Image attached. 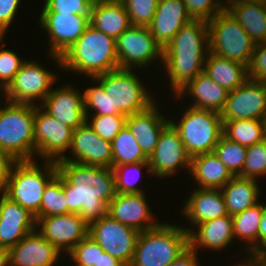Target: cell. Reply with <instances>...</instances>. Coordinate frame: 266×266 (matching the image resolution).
Listing matches in <instances>:
<instances>
[{"instance_id": "7402d4cb", "label": "cell", "mask_w": 266, "mask_h": 266, "mask_svg": "<svg viewBox=\"0 0 266 266\" xmlns=\"http://www.w3.org/2000/svg\"><path fill=\"white\" fill-rule=\"evenodd\" d=\"M62 254L37 230L9 249L10 266H56Z\"/></svg>"}, {"instance_id": "ab89813d", "label": "cell", "mask_w": 266, "mask_h": 266, "mask_svg": "<svg viewBox=\"0 0 266 266\" xmlns=\"http://www.w3.org/2000/svg\"><path fill=\"white\" fill-rule=\"evenodd\" d=\"M238 176L254 180L266 176V139L247 147L245 164Z\"/></svg>"}, {"instance_id": "836d02e7", "label": "cell", "mask_w": 266, "mask_h": 266, "mask_svg": "<svg viewBox=\"0 0 266 266\" xmlns=\"http://www.w3.org/2000/svg\"><path fill=\"white\" fill-rule=\"evenodd\" d=\"M223 135L229 140L243 146H252L266 139L262 120L237 119L223 123Z\"/></svg>"}, {"instance_id": "9f6ffc18", "label": "cell", "mask_w": 266, "mask_h": 266, "mask_svg": "<svg viewBox=\"0 0 266 266\" xmlns=\"http://www.w3.org/2000/svg\"><path fill=\"white\" fill-rule=\"evenodd\" d=\"M0 266H10L9 249L0 247Z\"/></svg>"}, {"instance_id": "e0dca14e", "label": "cell", "mask_w": 266, "mask_h": 266, "mask_svg": "<svg viewBox=\"0 0 266 266\" xmlns=\"http://www.w3.org/2000/svg\"><path fill=\"white\" fill-rule=\"evenodd\" d=\"M36 230L62 254H68L88 235V224L79 214L40 217Z\"/></svg>"}, {"instance_id": "cb8c5ba5", "label": "cell", "mask_w": 266, "mask_h": 266, "mask_svg": "<svg viewBox=\"0 0 266 266\" xmlns=\"http://www.w3.org/2000/svg\"><path fill=\"white\" fill-rule=\"evenodd\" d=\"M192 19L182 0H159L149 30L164 49L178 31Z\"/></svg>"}, {"instance_id": "30bf717a", "label": "cell", "mask_w": 266, "mask_h": 266, "mask_svg": "<svg viewBox=\"0 0 266 266\" xmlns=\"http://www.w3.org/2000/svg\"><path fill=\"white\" fill-rule=\"evenodd\" d=\"M57 76L39 61L25 58L13 81L4 90V99L11 103L40 105L51 92Z\"/></svg>"}, {"instance_id": "d6986e66", "label": "cell", "mask_w": 266, "mask_h": 266, "mask_svg": "<svg viewBox=\"0 0 266 266\" xmlns=\"http://www.w3.org/2000/svg\"><path fill=\"white\" fill-rule=\"evenodd\" d=\"M39 106L73 130L86 122L83 92L70 84L53 88Z\"/></svg>"}, {"instance_id": "3957f363", "label": "cell", "mask_w": 266, "mask_h": 266, "mask_svg": "<svg viewBox=\"0 0 266 266\" xmlns=\"http://www.w3.org/2000/svg\"><path fill=\"white\" fill-rule=\"evenodd\" d=\"M119 68L116 40L90 24L61 56V70L94 78Z\"/></svg>"}, {"instance_id": "74e56055", "label": "cell", "mask_w": 266, "mask_h": 266, "mask_svg": "<svg viewBox=\"0 0 266 266\" xmlns=\"http://www.w3.org/2000/svg\"><path fill=\"white\" fill-rule=\"evenodd\" d=\"M234 175L238 176L244 167L247 147L233 142L222 135L213 151Z\"/></svg>"}, {"instance_id": "d590c367", "label": "cell", "mask_w": 266, "mask_h": 266, "mask_svg": "<svg viewBox=\"0 0 266 266\" xmlns=\"http://www.w3.org/2000/svg\"><path fill=\"white\" fill-rule=\"evenodd\" d=\"M67 213L64 194V177L58 172L45 186L40 204V217Z\"/></svg>"}, {"instance_id": "816d5d0a", "label": "cell", "mask_w": 266, "mask_h": 266, "mask_svg": "<svg viewBox=\"0 0 266 266\" xmlns=\"http://www.w3.org/2000/svg\"><path fill=\"white\" fill-rule=\"evenodd\" d=\"M97 266H125L121 261L111 256L109 253H100Z\"/></svg>"}, {"instance_id": "8fae6325", "label": "cell", "mask_w": 266, "mask_h": 266, "mask_svg": "<svg viewBox=\"0 0 266 266\" xmlns=\"http://www.w3.org/2000/svg\"><path fill=\"white\" fill-rule=\"evenodd\" d=\"M119 68L138 70L153 61L163 63V49L155 41L149 27L131 25L116 39Z\"/></svg>"}, {"instance_id": "bcb514c9", "label": "cell", "mask_w": 266, "mask_h": 266, "mask_svg": "<svg viewBox=\"0 0 266 266\" xmlns=\"http://www.w3.org/2000/svg\"><path fill=\"white\" fill-rule=\"evenodd\" d=\"M192 20L209 22L223 11L220 0H182Z\"/></svg>"}, {"instance_id": "f6af8a7d", "label": "cell", "mask_w": 266, "mask_h": 266, "mask_svg": "<svg viewBox=\"0 0 266 266\" xmlns=\"http://www.w3.org/2000/svg\"><path fill=\"white\" fill-rule=\"evenodd\" d=\"M93 0H45L41 13L83 15L90 19Z\"/></svg>"}, {"instance_id": "6da1fadb", "label": "cell", "mask_w": 266, "mask_h": 266, "mask_svg": "<svg viewBox=\"0 0 266 266\" xmlns=\"http://www.w3.org/2000/svg\"><path fill=\"white\" fill-rule=\"evenodd\" d=\"M56 165L64 177L67 213L79 214L88 225L108 215V204L116 196L112 168L69 161Z\"/></svg>"}, {"instance_id": "4316f807", "label": "cell", "mask_w": 266, "mask_h": 266, "mask_svg": "<svg viewBox=\"0 0 266 266\" xmlns=\"http://www.w3.org/2000/svg\"><path fill=\"white\" fill-rule=\"evenodd\" d=\"M184 95L195 99L189 106L220 113L227 100L228 91L202 71L175 94V99L184 98Z\"/></svg>"}, {"instance_id": "11a10c76", "label": "cell", "mask_w": 266, "mask_h": 266, "mask_svg": "<svg viewBox=\"0 0 266 266\" xmlns=\"http://www.w3.org/2000/svg\"><path fill=\"white\" fill-rule=\"evenodd\" d=\"M223 10H228L230 7L248 2H256L260 0H220ZM227 2V3H226Z\"/></svg>"}, {"instance_id": "d6a6232c", "label": "cell", "mask_w": 266, "mask_h": 266, "mask_svg": "<svg viewBox=\"0 0 266 266\" xmlns=\"http://www.w3.org/2000/svg\"><path fill=\"white\" fill-rule=\"evenodd\" d=\"M228 11L256 44L266 41V6L261 1L241 3Z\"/></svg>"}, {"instance_id": "52a82bcc", "label": "cell", "mask_w": 266, "mask_h": 266, "mask_svg": "<svg viewBox=\"0 0 266 266\" xmlns=\"http://www.w3.org/2000/svg\"><path fill=\"white\" fill-rule=\"evenodd\" d=\"M135 71L137 70L117 68L94 77L109 96L110 115L129 116L142 112L157 102Z\"/></svg>"}, {"instance_id": "6125c7cd", "label": "cell", "mask_w": 266, "mask_h": 266, "mask_svg": "<svg viewBox=\"0 0 266 266\" xmlns=\"http://www.w3.org/2000/svg\"><path fill=\"white\" fill-rule=\"evenodd\" d=\"M266 6V0H260Z\"/></svg>"}, {"instance_id": "ffe728a7", "label": "cell", "mask_w": 266, "mask_h": 266, "mask_svg": "<svg viewBox=\"0 0 266 266\" xmlns=\"http://www.w3.org/2000/svg\"><path fill=\"white\" fill-rule=\"evenodd\" d=\"M146 196L145 192L140 194L116 193L115 198L108 204V215L139 232L154 228L160 222L156 221L157 218L152 213Z\"/></svg>"}, {"instance_id": "60d3db41", "label": "cell", "mask_w": 266, "mask_h": 266, "mask_svg": "<svg viewBox=\"0 0 266 266\" xmlns=\"http://www.w3.org/2000/svg\"><path fill=\"white\" fill-rule=\"evenodd\" d=\"M90 79L94 81L95 86L91 85L83 92L85 115L110 116L109 96L106 95L103 86L95 78Z\"/></svg>"}, {"instance_id": "5bb4252c", "label": "cell", "mask_w": 266, "mask_h": 266, "mask_svg": "<svg viewBox=\"0 0 266 266\" xmlns=\"http://www.w3.org/2000/svg\"><path fill=\"white\" fill-rule=\"evenodd\" d=\"M73 129L46 113L39 105L35 109V156L40 161L62 160L72 143ZM65 153V154H64Z\"/></svg>"}, {"instance_id": "5b68a950", "label": "cell", "mask_w": 266, "mask_h": 266, "mask_svg": "<svg viewBox=\"0 0 266 266\" xmlns=\"http://www.w3.org/2000/svg\"><path fill=\"white\" fill-rule=\"evenodd\" d=\"M4 105L0 107V151L13 161L36 160L34 118L38 105L8 101Z\"/></svg>"}, {"instance_id": "b9f144b4", "label": "cell", "mask_w": 266, "mask_h": 266, "mask_svg": "<svg viewBox=\"0 0 266 266\" xmlns=\"http://www.w3.org/2000/svg\"><path fill=\"white\" fill-rule=\"evenodd\" d=\"M159 0H122L131 25L148 27L156 12Z\"/></svg>"}, {"instance_id": "ba28073f", "label": "cell", "mask_w": 266, "mask_h": 266, "mask_svg": "<svg viewBox=\"0 0 266 266\" xmlns=\"http://www.w3.org/2000/svg\"><path fill=\"white\" fill-rule=\"evenodd\" d=\"M180 120L170 123L179 133L188 154L192 157L212 153L223 135L220 113L187 106Z\"/></svg>"}, {"instance_id": "2e32d148", "label": "cell", "mask_w": 266, "mask_h": 266, "mask_svg": "<svg viewBox=\"0 0 266 266\" xmlns=\"http://www.w3.org/2000/svg\"><path fill=\"white\" fill-rule=\"evenodd\" d=\"M266 115V81L247 79L235 90L228 92L220 112L222 123L237 119L262 120Z\"/></svg>"}, {"instance_id": "6f0895ef", "label": "cell", "mask_w": 266, "mask_h": 266, "mask_svg": "<svg viewBox=\"0 0 266 266\" xmlns=\"http://www.w3.org/2000/svg\"><path fill=\"white\" fill-rule=\"evenodd\" d=\"M255 266H266V256L262 252H255Z\"/></svg>"}, {"instance_id": "7dc6e473", "label": "cell", "mask_w": 266, "mask_h": 266, "mask_svg": "<svg viewBox=\"0 0 266 266\" xmlns=\"http://www.w3.org/2000/svg\"><path fill=\"white\" fill-rule=\"evenodd\" d=\"M248 79L266 81V41L255 46L247 66Z\"/></svg>"}, {"instance_id": "7bdbcfd3", "label": "cell", "mask_w": 266, "mask_h": 266, "mask_svg": "<svg viewBox=\"0 0 266 266\" xmlns=\"http://www.w3.org/2000/svg\"><path fill=\"white\" fill-rule=\"evenodd\" d=\"M105 251L100 245L94 241L89 235L82 239L67 255L70 256L68 259L74 261L75 264L82 266H97L100 258V253Z\"/></svg>"}, {"instance_id": "4fadbf2b", "label": "cell", "mask_w": 266, "mask_h": 266, "mask_svg": "<svg viewBox=\"0 0 266 266\" xmlns=\"http://www.w3.org/2000/svg\"><path fill=\"white\" fill-rule=\"evenodd\" d=\"M139 233L136 229L114 220L109 215L88 225V235L105 252L125 266H129L132 261Z\"/></svg>"}, {"instance_id": "8992f818", "label": "cell", "mask_w": 266, "mask_h": 266, "mask_svg": "<svg viewBox=\"0 0 266 266\" xmlns=\"http://www.w3.org/2000/svg\"><path fill=\"white\" fill-rule=\"evenodd\" d=\"M189 247V232L182 225L160 223L140 232L129 266H168Z\"/></svg>"}, {"instance_id": "9a60e30c", "label": "cell", "mask_w": 266, "mask_h": 266, "mask_svg": "<svg viewBox=\"0 0 266 266\" xmlns=\"http://www.w3.org/2000/svg\"><path fill=\"white\" fill-rule=\"evenodd\" d=\"M148 163L152 177L159 180L178 173L179 169H186L189 173L191 156L170 122L163 128Z\"/></svg>"}, {"instance_id": "f1b7e54d", "label": "cell", "mask_w": 266, "mask_h": 266, "mask_svg": "<svg viewBox=\"0 0 266 266\" xmlns=\"http://www.w3.org/2000/svg\"><path fill=\"white\" fill-rule=\"evenodd\" d=\"M259 180L234 176L220 190L227 212L233 216L261 202Z\"/></svg>"}, {"instance_id": "f35d334b", "label": "cell", "mask_w": 266, "mask_h": 266, "mask_svg": "<svg viewBox=\"0 0 266 266\" xmlns=\"http://www.w3.org/2000/svg\"><path fill=\"white\" fill-rule=\"evenodd\" d=\"M126 118L127 116L123 114L86 115V122L100 138L112 142L114 137L126 126Z\"/></svg>"}, {"instance_id": "277c9868", "label": "cell", "mask_w": 266, "mask_h": 266, "mask_svg": "<svg viewBox=\"0 0 266 266\" xmlns=\"http://www.w3.org/2000/svg\"><path fill=\"white\" fill-rule=\"evenodd\" d=\"M37 160L14 161L11 165L8 181L2 192L10 200L29 210L40 218V204L43 191L48 182L58 173L56 162Z\"/></svg>"}, {"instance_id": "8d00e7d4", "label": "cell", "mask_w": 266, "mask_h": 266, "mask_svg": "<svg viewBox=\"0 0 266 266\" xmlns=\"http://www.w3.org/2000/svg\"><path fill=\"white\" fill-rule=\"evenodd\" d=\"M142 169L151 175L148 162L129 163L112 167L115 176L116 193L140 194L145 192L143 191L144 189L136 185L139 179L142 178Z\"/></svg>"}, {"instance_id": "91938a15", "label": "cell", "mask_w": 266, "mask_h": 266, "mask_svg": "<svg viewBox=\"0 0 266 266\" xmlns=\"http://www.w3.org/2000/svg\"><path fill=\"white\" fill-rule=\"evenodd\" d=\"M2 94V95H1ZM1 96H3V97H5V91H4V89H2V88H0V101H2V97ZM6 100H3V103L2 102H0V105H3L4 104V102H5ZM1 107V106H0Z\"/></svg>"}, {"instance_id": "94428289", "label": "cell", "mask_w": 266, "mask_h": 266, "mask_svg": "<svg viewBox=\"0 0 266 266\" xmlns=\"http://www.w3.org/2000/svg\"><path fill=\"white\" fill-rule=\"evenodd\" d=\"M263 123H264V128H265V133H266V115L264 116Z\"/></svg>"}, {"instance_id": "603a6c76", "label": "cell", "mask_w": 266, "mask_h": 266, "mask_svg": "<svg viewBox=\"0 0 266 266\" xmlns=\"http://www.w3.org/2000/svg\"><path fill=\"white\" fill-rule=\"evenodd\" d=\"M182 205L181 214L192 225L183 227L188 232L202 222L228 215L220 189L195 188L189 198L183 200Z\"/></svg>"}, {"instance_id": "4dcf8cb0", "label": "cell", "mask_w": 266, "mask_h": 266, "mask_svg": "<svg viewBox=\"0 0 266 266\" xmlns=\"http://www.w3.org/2000/svg\"><path fill=\"white\" fill-rule=\"evenodd\" d=\"M204 72L228 92L235 90L248 79L246 65L210 51L205 61Z\"/></svg>"}, {"instance_id": "ac0fdd59", "label": "cell", "mask_w": 266, "mask_h": 266, "mask_svg": "<svg viewBox=\"0 0 266 266\" xmlns=\"http://www.w3.org/2000/svg\"><path fill=\"white\" fill-rule=\"evenodd\" d=\"M68 152L70 153L68 155L73 157L66 155L59 161L113 167L111 142L100 138L87 122L73 130L72 143Z\"/></svg>"}, {"instance_id": "484cf974", "label": "cell", "mask_w": 266, "mask_h": 266, "mask_svg": "<svg viewBox=\"0 0 266 266\" xmlns=\"http://www.w3.org/2000/svg\"><path fill=\"white\" fill-rule=\"evenodd\" d=\"M234 240L233 217L229 214L202 222L189 232V246L197 253L202 247L208 252H222L221 250L228 248Z\"/></svg>"}, {"instance_id": "d4e9b609", "label": "cell", "mask_w": 266, "mask_h": 266, "mask_svg": "<svg viewBox=\"0 0 266 266\" xmlns=\"http://www.w3.org/2000/svg\"><path fill=\"white\" fill-rule=\"evenodd\" d=\"M158 107L159 104L155 102L148 109L126 118V126L148 158L154 152L163 128L170 121L169 117L167 119L160 113L161 107Z\"/></svg>"}, {"instance_id": "44dd1931", "label": "cell", "mask_w": 266, "mask_h": 266, "mask_svg": "<svg viewBox=\"0 0 266 266\" xmlns=\"http://www.w3.org/2000/svg\"><path fill=\"white\" fill-rule=\"evenodd\" d=\"M2 194V195H1ZM36 218L0 192V247L10 249L36 230Z\"/></svg>"}, {"instance_id": "ee69618b", "label": "cell", "mask_w": 266, "mask_h": 266, "mask_svg": "<svg viewBox=\"0 0 266 266\" xmlns=\"http://www.w3.org/2000/svg\"><path fill=\"white\" fill-rule=\"evenodd\" d=\"M5 37H0V88L6 89L25 61L11 49L5 48Z\"/></svg>"}, {"instance_id": "f546056e", "label": "cell", "mask_w": 266, "mask_h": 266, "mask_svg": "<svg viewBox=\"0 0 266 266\" xmlns=\"http://www.w3.org/2000/svg\"><path fill=\"white\" fill-rule=\"evenodd\" d=\"M89 23L115 40L131 26L129 15L121 2L94 3Z\"/></svg>"}, {"instance_id": "7c38bea8", "label": "cell", "mask_w": 266, "mask_h": 266, "mask_svg": "<svg viewBox=\"0 0 266 266\" xmlns=\"http://www.w3.org/2000/svg\"><path fill=\"white\" fill-rule=\"evenodd\" d=\"M40 29L48 36L50 59L61 69V56L76 42L88 27L89 18L66 13H40Z\"/></svg>"}, {"instance_id": "f5cc1de1", "label": "cell", "mask_w": 266, "mask_h": 266, "mask_svg": "<svg viewBox=\"0 0 266 266\" xmlns=\"http://www.w3.org/2000/svg\"><path fill=\"white\" fill-rule=\"evenodd\" d=\"M266 250V211L259 226V252Z\"/></svg>"}, {"instance_id": "9c48e42d", "label": "cell", "mask_w": 266, "mask_h": 266, "mask_svg": "<svg viewBox=\"0 0 266 266\" xmlns=\"http://www.w3.org/2000/svg\"><path fill=\"white\" fill-rule=\"evenodd\" d=\"M207 23L209 51L248 66L256 43L231 13L223 10Z\"/></svg>"}, {"instance_id": "e575fe53", "label": "cell", "mask_w": 266, "mask_h": 266, "mask_svg": "<svg viewBox=\"0 0 266 266\" xmlns=\"http://www.w3.org/2000/svg\"><path fill=\"white\" fill-rule=\"evenodd\" d=\"M113 167L122 164L148 162L138 142L125 126L111 142Z\"/></svg>"}, {"instance_id": "db71d44e", "label": "cell", "mask_w": 266, "mask_h": 266, "mask_svg": "<svg viewBox=\"0 0 266 266\" xmlns=\"http://www.w3.org/2000/svg\"><path fill=\"white\" fill-rule=\"evenodd\" d=\"M246 253V257L243 258V260L241 261V263L238 262L232 266H255V252H245ZM245 261V262H244Z\"/></svg>"}, {"instance_id": "1f68e13d", "label": "cell", "mask_w": 266, "mask_h": 266, "mask_svg": "<svg viewBox=\"0 0 266 266\" xmlns=\"http://www.w3.org/2000/svg\"><path fill=\"white\" fill-rule=\"evenodd\" d=\"M265 211L266 203H257L232 216L234 238L245 242L244 252H259V226Z\"/></svg>"}, {"instance_id": "7a4b0ae2", "label": "cell", "mask_w": 266, "mask_h": 266, "mask_svg": "<svg viewBox=\"0 0 266 266\" xmlns=\"http://www.w3.org/2000/svg\"><path fill=\"white\" fill-rule=\"evenodd\" d=\"M209 53L208 23L191 20L185 24L163 49V71L175 94L204 71ZM169 78V80H168Z\"/></svg>"}, {"instance_id": "f907efd6", "label": "cell", "mask_w": 266, "mask_h": 266, "mask_svg": "<svg viewBox=\"0 0 266 266\" xmlns=\"http://www.w3.org/2000/svg\"><path fill=\"white\" fill-rule=\"evenodd\" d=\"M13 160L0 151V192H3L8 181V174Z\"/></svg>"}, {"instance_id": "680465c9", "label": "cell", "mask_w": 266, "mask_h": 266, "mask_svg": "<svg viewBox=\"0 0 266 266\" xmlns=\"http://www.w3.org/2000/svg\"><path fill=\"white\" fill-rule=\"evenodd\" d=\"M94 3H111V2H122V0H93Z\"/></svg>"}, {"instance_id": "be15d7a7", "label": "cell", "mask_w": 266, "mask_h": 266, "mask_svg": "<svg viewBox=\"0 0 266 266\" xmlns=\"http://www.w3.org/2000/svg\"><path fill=\"white\" fill-rule=\"evenodd\" d=\"M73 265H74V266H82V265L75 264L74 262H73L72 266H73Z\"/></svg>"}, {"instance_id": "83f0119b", "label": "cell", "mask_w": 266, "mask_h": 266, "mask_svg": "<svg viewBox=\"0 0 266 266\" xmlns=\"http://www.w3.org/2000/svg\"><path fill=\"white\" fill-rule=\"evenodd\" d=\"M189 175L197 188L209 189H221L234 177L214 152L192 157Z\"/></svg>"}, {"instance_id": "c3c4849f", "label": "cell", "mask_w": 266, "mask_h": 266, "mask_svg": "<svg viewBox=\"0 0 266 266\" xmlns=\"http://www.w3.org/2000/svg\"><path fill=\"white\" fill-rule=\"evenodd\" d=\"M21 0H0V37H6L9 26L18 12Z\"/></svg>"}, {"instance_id": "681fc988", "label": "cell", "mask_w": 266, "mask_h": 266, "mask_svg": "<svg viewBox=\"0 0 266 266\" xmlns=\"http://www.w3.org/2000/svg\"><path fill=\"white\" fill-rule=\"evenodd\" d=\"M198 253L190 246L168 266H200Z\"/></svg>"}]
</instances>
